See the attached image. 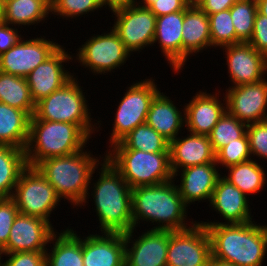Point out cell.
I'll use <instances>...</instances> for the list:
<instances>
[{"mask_svg": "<svg viewBox=\"0 0 267 266\" xmlns=\"http://www.w3.org/2000/svg\"><path fill=\"white\" fill-rule=\"evenodd\" d=\"M110 11L115 15L112 28L130 53L153 46L157 17L149 8L131 2Z\"/></svg>", "mask_w": 267, "mask_h": 266, "instance_id": "obj_10", "label": "cell"}, {"mask_svg": "<svg viewBox=\"0 0 267 266\" xmlns=\"http://www.w3.org/2000/svg\"><path fill=\"white\" fill-rule=\"evenodd\" d=\"M9 257L5 262L0 259V266H46L45 251L0 253ZM3 262V263H2Z\"/></svg>", "mask_w": 267, "mask_h": 266, "instance_id": "obj_41", "label": "cell"}, {"mask_svg": "<svg viewBox=\"0 0 267 266\" xmlns=\"http://www.w3.org/2000/svg\"><path fill=\"white\" fill-rule=\"evenodd\" d=\"M165 93L159 92L153 99L147 113L146 123L167 141L171 142L185 127V112L178 109L174 101Z\"/></svg>", "mask_w": 267, "mask_h": 266, "instance_id": "obj_26", "label": "cell"}, {"mask_svg": "<svg viewBox=\"0 0 267 266\" xmlns=\"http://www.w3.org/2000/svg\"><path fill=\"white\" fill-rule=\"evenodd\" d=\"M137 2L140 6L142 7H146V8H149L151 5H152V0H139V1H135Z\"/></svg>", "mask_w": 267, "mask_h": 266, "instance_id": "obj_49", "label": "cell"}, {"mask_svg": "<svg viewBox=\"0 0 267 266\" xmlns=\"http://www.w3.org/2000/svg\"><path fill=\"white\" fill-rule=\"evenodd\" d=\"M184 10L156 18L154 43H159L161 53L177 74L182 70V31Z\"/></svg>", "mask_w": 267, "mask_h": 266, "instance_id": "obj_24", "label": "cell"}, {"mask_svg": "<svg viewBox=\"0 0 267 266\" xmlns=\"http://www.w3.org/2000/svg\"><path fill=\"white\" fill-rule=\"evenodd\" d=\"M247 197L236 186L231 184L223 176H221L209 203L213 210H215L220 217H223L225 222H204L202 224H233V223H248L252 221L251 209ZM249 203V204H248ZM227 221V222H226Z\"/></svg>", "mask_w": 267, "mask_h": 266, "instance_id": "obj_20", "label": "cell"}, {"mask_svg": "<svg viewBox=\"0 0 267 266\" xmlns=\"http://www.w3.org/2000/svg\"><path fill=\"white\" fill-rule=\"evenodd\" d=\"M248 43L267 57V17L256 13L253 34Z\"/></svg>", "mask_w": 267, "mask_h": 266, "instance_id": "obj_42", "label": "cell"}, {"mask_svg": "<svg viewBox=\"0 0 267 266\" xmlns=\"http://www.w3.org/2000/svg\"><path fill=\"white\" fill-rule=\"evenodd\" d=\"M49 243L53 246L45 251L46 266H84L82 238L73 229L55 232Z\"/></svg>", "mask_w": 267, "mask_h": 266, "instance_id": "obj_27", "label": "cell"}, {"mask_svg": "<svg viewBox=\"0 0 267 266\" xmlns=\"http://www.w3.org/2000/svg\"><path fill=\"white\" fill-rule=\"evenodd\" d=\"M0 102L26 111L31 117L35 111L26 78L3 72H0Z\"/></svg>", "mask_w": 267, "mask_h": 266, "instance_id": "obj_33", "label": "cell"}, {"mask_svg": "<svg viewBox=\"0 0 267 266\" xmlns=\"http://www.w3.org/2000/svg\"><path fill=\"white\" fill-rule=\"evenodd\" d=\"M252 159L247 133L240 139L223 146L215 154V162L225 169Z\"/></svg>", "mask_w": 267, "mask_h": 266, "instance_id": "obj_38", "label": "cell"}, {"mask_svg": "<svg viewBox=\"0 0 267 266\" xmlns=\"http://www.w3.org/2000/svg\"><path fill=\"white\" fill-rule=\"evenodd\" d=\"M77 50L75 62L87 67L93 75L115 72L132 55L113 28L108 33L89 37Z\"/></svg>", "mask_w": 267, "mask_h": 266, "instance_id": "obj_11", "label": "cell"}, {"mask_svg": "<svg viewBox=\"0 0 267 266\" xmlns=\"http://www.w3.org/2000/svg\"><path fill=\"white\" fill-rule=\"evenodd\" d=\"M19 211L11 197H0V250L7 244L10 229Z\"/></svg>", "mask_w": 267, "mask_h": 266, "instance_id": "obj_40", "label": "cell"}, {"mask_svg": "<svg viewBox=\"0 0 267 266\" xmlns=\"http://www.w3.org/2000/svg\"><path fill=\"white\" fill-rule=\"evenodd\" d=\"M247 126L226 111L208 135L215 154L228 143L242 138L247 133Z\"/></svg>", "mask_w": 267, "mask_h": 266, "instance_id": "obj_34", "label": "cell"}, {"mask_svg": "<svg viewBox=\"0 0 267 266\" xmlns=\"http://www.w3.org/2000/svg\"><path fill=\"white\" fill-rule=\"evenodd\" d=\"M247 135L252 159L256 156L260 160H267V120L249 124Z\"/></svg>", "mask_w": 267, "mask_h": 266, "instance_id": "obj_39", "label": "cell"}, {"mask_svg": "<svg viewBox=\"0 0 267 266\" xmlns=\"http://www.w3.org/2000/svg\"><path fill=\"white\" fill-rule=\"evenodd\" d=\"M136 0H102L105 4L106 8L108 6V10L120 5L130 4L131 2H135Z\"/></svg>", "mask_w": 267, "mask_h": 266, "instance_id": "obj_46", "label": "cell"}, {"mask_svg": "<svg viewBox=\"0 0 267 266\" xmlns=\"http://www.w3.org/2000/svg\"><path fill=\"white\" fill-rule=\"evenodd\" d=\"M174 181L176 180L132 189L131 207L135 231L136 227L144 221L157 224L151 229L170 231L186 229L196 222L185 223L188 206L180 196Z\"/></svg>", "mask_w": 267, "mask_h": 266, "instance_id": "obj_1", "label": "cell"}, {"mask_svg": "<svg viewBox=\"0 0 267 266\" xmlns=\"http://www.w3.org/2000/svg\"><path fill=\"white\" fill-rule=\"evenodd\" d=\"M15 26L0 19V55L12 48L23 36Z\"/></svg>", "mask_w": 267, "mask_h": 266, "instance_id": "obj_44", "label": "cell"}, {"mask_svg": "<svg viewBox=\"0 0 267 266\" xmlns=\"http://www.w3.org/2000/svg\"><path fill=\"white\" fill-rule=\"evenodd\" d=\"M226 110L246 125L267 120V80L228 87Z\"/></svg>", "mask_w": 267, "mask_h": 266, "instance_id": "obj_14", "label": "cell"}, {"mask_svg": "<svg viewBox=\"0 0 267 266\" xmlns=\"http://www.w3.org/2000/svg\"><path fill=\"white\" fill-rule=\"evenodd\" d=\"M19 213L50 221V215L60 205L55 188L35 167H27L20 175L11 197Z\"/></svg>", "mask_w": 267, "mask_h": 266, "instance_id": "obj_9", "label": "cell"}, {"mask_svg": "<svg viewBox=\"0 0 267 266\" xmlns=\"http://www.w3.org/2000/svg\"><path fill=\"white\" fill-rule=\"evenodd\" d=\"M216 93H207L200 91L191 98L189 103L185 106V128L188 132L199 135H209L217 124L219 119L223 116L226 110L225 95H223V102Z\"/></svg>", "mask_w": 267, "mask_h": 266, "instance_id": "obj_19", "label": "cell"}, {"mask_svg": "<svg viewBox=\"0 0 267 266\" xmlns=\"http://www.w3.org/2000/svg\"><path fill=\"white\" fill-rule=\"evenodd\" d=\"M257 12L267 17V0H256Z\"/></svg>", "mask_w": 267, "mask_h": 266, "instance_id": "obj_47", "label": "cell"}, {"mask_svg": "<svg viewBox=\"0 0 267 266\" xmlns=\"http://www.w3.org/2000/svg\"><path fill=\"white\" fill-rule=\"evenodd\" d=\"M31 116L0 102V145L24 149L29 139Z\"/></svg>", "mask_w": 267, "mask_h": 266, "instance_id": "obj_28", "label": "cell"}, {"mask_svg": "<svg viewBox=\"0 0 267 266\" xmlns=\"http://www.w3.org/2000/svg\"><path fill=\"white\" fill-rule=\"evenodd\" d=\"M27 167L24 149L0 145V197H12L19 177Z\"/></svg>", "mask_w": 267, "mask_h": 266, "instance_id": "obj_30", "label": "cell"}, {"mask_svg": "<svg viewBox=\"0 0 267 266\" xmlns=\"http://www.w3.org/2000/svg\"><path fill=\"white\" fill-rule=\"evenodd\" d=\"M237 0H193L207 15L230 9Z\"/></svg>", "mask_w": 267, "mask_h": 266, "instance_id": "obj_45", "label": "cell"}, {"mask_svg": "<svg viewBox=\"0 0 267 266\" xmlns=\"http://www.w3.org/2000/svg\"><path fill=\"white\" fill-rule=\"evenodd\" d=\"M228 175L223 177L236 186L246 196L259 193L265 186L266 174L264 168L256 159L239 163L226 168Z\"/></svg>", "mask_w": 267, "mask_h": 266, "instance_id": "obj_32", "label": "cell"}, {"mask_svg": "<svg viewBox=\"0 0 267 266\" xmlns=\"http://www.w3.org/2000/svg\"><path fill=\"white\" fill-rule=\"evenodd\" d=\"M211 256L210 235L199 221L186 229L170 231L167 266H208Z\"/></svg>", "mask_w": 267, "mask_h": 266, "instance_id": "obj_12", "label": "cell"}, {"mask_svg": "<svg viewBox=\"0 0 267 266\" xmlns=\"http://www.w3.org/2000/svg\"><path fill=\"white\" fill-rule=\"evenodd\" d=\"M1 1L3 2V4H5V3H7V2H9L11 0H1Z\"/></svg>", "mask_w": 267, "mask_h": 266, "instance_id": "obj_51", "label": "cell"}, {"mask_svg": "<svg viewBox=\"0 0 267 266\" xmlns=\"http://www.w3.org/2000/svg\"><path fill=\"white\" fill-rule=\"evenodd\" d=\"M98 158L93 157L92 152L84 148L71 155L45 159L35 168L55 188L61 200L66 199L74 207H82L88 203L93 174L105 159V155L101 162Z\"/></svg>", "mask_w": 267, "mask_h": 266, "instance_id": "obj_3", "label": "cell"}, {"mask_svg": "<svg viewBox=\"0 0 267 266\" xmlns=\"http://www.w3.org/2000/svg\"><path fill=\"white\" fill-rule=\"evenodd\" d=\"M256 13V0H237L230 8L231 18L236 31V44L250 40L254 30Z\"/></svg>", "mask_w": 267, "mask_h": 266, "instance_id": "obj_35", "label": "cell"}, {"mask_svg": "<svg viewBox=\"0 0 267 266\" xmlns=\"http://www.w3.org/2000/svg\"><path fill=\"white\" fill-rule=\"evenodd\" d=\"M54 230L47 220L18 213L0 253L46 251Z\"/></svg>", "mask_w": 267, "mask_h": 266, "instance_id": "obj_17", "label": "cell"}, {"mask_svg": "<svg viewBox=\"0 0 267 266\" xmlns=\"http://www.w3.org/2000/svg\"><path fill=\"white\" fill-rule=\"evenodd\" d=\"M193 0H152L149 9L156 17L185 10Z\"/></svg>", "mask_w": 267, "mask_h": 266, "instance_id": "obj_43", "label": "cell"}, {"mask_svg": "<svg viewBox=\"0 0 267 266\" xmlns=\"http://www.w3.org/2000/svg\"><path fill=\"white\" fill-rule=\"evenodd\" d=\"M106 7L102 0H51V13L64 19L76 18Z\"/></svg>", "mask_w": 267, "mask_h": 266, "instance_id": "obj_37", "label": "cell"}, {"mask_svg": "<svg viewBox=\"0 0 267 266\" xmlns=\"http://www.w3.org/2000/svg\"><path fill=\"white\" fill-rule=\"evenodd\" d=\"M23 38L0 55V72L26 78L61 46L45 36L28 40Z\"/></svg>", "mask_w": 267, "mask_h": 266, "instance_id": "obj_13", "label": "cell"}, {"mask_svg": "<svg viewBox=\"0 0 267 266\" xmlns=\"http://www.w3.org/2000/svg\"><path fill=\"white\" fill-rule=\"evenodd\" d=\"M82 238L84 266H125V238L122 233L102 232Z\"/></svg>", "mask_w": 267, "mask_h": 266, "instance_id": "obj_21", "label": "cell"}, {"mask_svg": "<svg viewBox=\"0 0 267 266\" xmlns=\"http://www.w3.org/2000/svg\"><path fill=\"white\" fill-rule=\"evenodd\" d=\"M4 16V4L3 2L0 0V19H2Z\"/></svg>", "mask_w": 267, "mask_h": 266, "instance_id": "obj_50", "label": "cell"}, {"mask_svg": "<svg viewBox=\"0 0 267 266\" xmlns=\"http://www.w3.org/2000/svg\"><path fill=\"white\" fill-rule=\"evenodd\" d=\"M182 137V138H180ZM170 142V166L173 175L187 167L215 162L209 136L190 133Z\"/></svg>", "mask_w": 267, "mask_h": 266, "instance_id": "obj_23", "label": "cell"}, {"mask_svg": "<svg viewBox=\"0 0 267 266\" xmlns=\"http://www.w3.org/2000/svg\"><path fill=\"white\" fill-rule=\"evenodd\" d=\"M212 47L222 48L236 44V31L230 14V9L209 14Z\"/></svg>", "mask_w": 267, "mask_h": 266, "instance_id": "obj_36", "label": "cell"}, {"mask_svg": "<svg viewBox=\"0 0 267 266\" xmlns=\"http://www.w3.org/2000/svg\"><path fill=\"white\" fill-rule=\"evenodd\" d=\"M170 142L147 123L138 125L110 149L142 150L150 153H170Z\"/></svg>", "mask_w": 267, "mask_h": 266, "instance_id": "obj_31", "label": "cell"}, {"mask_svg": "<svg viewBox=\"0 0 267 266\" xmlns=\"http://www.w3.org/2000/svg\"><path fill=\"white\" fill-rule=\"evenodd\" d=\"M181 171L174 174V180L181 174V182L177 187L184 203L187 206L195 201L199 203L208 200L210 203L217 181L222 176L219 173L218 165L216 163H206L187 167L181 169Z\"/></svg>", "mask_w": 267, "mask_h": 266, "instance_id": "obj_22", "label": "cell"}, {"mask_svg": "<svg viewBox=\"0 0 267 266\" xmlns=\"http://www.w3.org/2000/svg\"><path fill=\"white\" fill-rule=\"evenodd\" d=\"M208 266H235L231 262L223 261L211 256Z\"/></svg>", "mask_w": 267, "mask_h": 266, "instance_id": "obj_48", "label": "cell"}, {"mask_svg": "<svg viewBox=\"0 0 267 266\" xmlns=\"http://www.w3.org/2000/svg\"><path fill=\"white\" fill-rule=\"evenodd\" d=\"M134 230L124 234L125 266H167L170 230L149 228L137 239Z\"/></svg>", "mask_w": 267, "mask_h": 266, "instance_id": "obj_15", "label": "cell"}, {"mask_svg": "<svg viewBox=\"0 0 267 266\" xmlns=\"http://www.w3.org/2000/svg\"><path fill=\"white\" fill-rule=\"evenodd\" d=\"M100 166L99 179L89 186L100 231L125 234L133 229L132 189L106 158Z\"/></svg>", "mask_w": 267, "mask_h": 266, "instance_id": "obj_4", "label": "cell"}, {"mask_svg": "<svg viewBox=\"0 0 267 266\" xmlns=\"http://www.w3.org/2000/svg\"><path fill=\"white\" fill-rule=\"evenodd\" d=\"M182 28V69H184L190 55L211 48L212 42L209 17L193 2L184 10Z\"/></svg>", "mask_w": 267, "mask_h": 266, "instance_id": "obj_25", "label": "cell"}, {"mask_svg": "<svg viewBox=\"0 0 267 266\" xmlns=\"http://www.w3.org/2000/svg\"><path fill=\"white\" fill-rule=\"evenodd\" d=\"M75 76L48 97L37 102L30 120L76 124L92 138L91 136L99 131L101 120L97 121V123L91 121L88 100L85 98L86 92H83L84 90H82L78 78L76 79Z\"/></svg>", "mask_w": 267, "mask_h": 266, "instance_id": "obj_6", "label": "cell"}, {"mask_svg": "<svg viewBox=\"0 0 267 266\" xmlns=\"http://www.w3.org/2000/svg\"><path fill=\"white\" fill-rule=\"evenodd\" d=\"M70 60H73L72 55L61 45L26 77L35 104L61 88L74 76L75 73L65 70L64 67V63H69Z\"/></svg>", "mask_w": 267, "mask_h": 266, "instance_id": "obj_16", "label": "cell"}, {"mask_svg": "<svg viewBox=\"0 0 267 266\" xmlns=\"http://www.w3.org/2000/svg\"><path fill=\"white\" fill-rule=\"evenodd\" d=\"M155 79H145L127 87L115 113L109 147L120 142L138 125L146 123L147 113L155 96L160 92Z\"/></svg>", "mask_w": 267, "mask_h": 266, "instance_id": "obj_8", "label": "cell"}, {"mask_svg": "<svg viewBox=\"0 0 267 266\" xmlns=\"http://www.w3.org/2000/svg\"><path fill=\"white\" fill-rule=\"evenodd\" d=\"M203 224L210 235L212 257L235 266H262L267 253V225Z\"/></svg>", "mask_w": 267, "mask_h": 266, "instance_id": "obj_2", "label": "cell"}, {"mask_svg": "<svg viewBox=\"0 0 267 266\" xmlns=\"http://www.w3.org/2000/svg\"><path fill=\"white\" fill-rule=\"evenodd\" d=\"M90 137L76 124L30 120L29 139L25 148L28 167L59 156L74 154L89 143ZM88 141V142H87Z\"/></svg>", "mask_w": 267, "mask_h": 266, "instance_id": "obj_5", "label": "cell"}, {"mask_svg": "<svg viewBox=\"0 0 267 266\" xmlns=\"http://www.w3.org/2000/svg\"><path fill=\"white\" fill-rule=\"evenodd\" d=\"M221 49L226 52L224 54L226 55L227 73H229L228 77H231L229 81L231 84L233 83L230 87L255 83L266 78L267 57L248 42L224 46Z\"/></svg>", "mask_w": 267, "mask_h": 266, "instance_id": "obj_18", "label": "cell"}, {"mask_svg": "<svg viewBox=\"0 0 267 266\" xmlns=\"http://www.w3.org/2000/svg\"><path fill=\"white\" fill-rule=\"evenodd\" d=\"M108 150L105 158L122 175L131 189L174 179L170 153H150L131 149Z\"/></svg>", "mask_w": 267, "mask_h": 266, "instance_id": "obj_7", "label": "cell"}, {"mask_svg": "<svg viewBox=\"0 0 267 266\" xmlns=\"http://www.w3.org/2000/svg\"><path fill=\"white\" fill-rule=\"evenodd\" d=\"M51 0H11L4 4L3 19L10 25L25 27L47 20Z\"/></svg>", "mask_w": 267, "mask_h": 266, "instance_id": "obj_29", "label": "cell"}]
</instances>
